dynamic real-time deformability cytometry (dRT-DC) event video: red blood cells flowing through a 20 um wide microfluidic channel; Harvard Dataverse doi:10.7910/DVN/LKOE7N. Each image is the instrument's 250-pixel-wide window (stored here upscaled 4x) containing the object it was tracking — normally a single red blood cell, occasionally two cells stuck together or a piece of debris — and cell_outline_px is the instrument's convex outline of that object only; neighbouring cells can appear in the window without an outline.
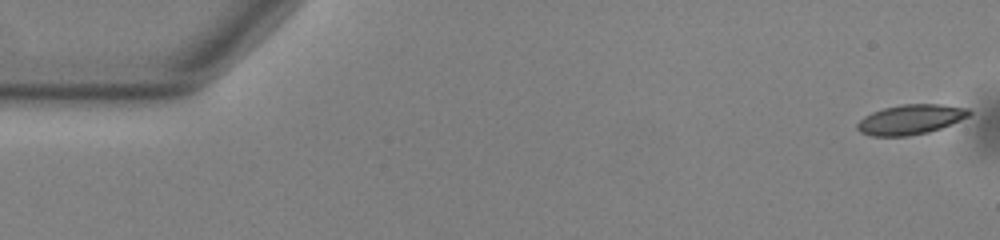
{"species": "common noctule bat (a hibernating species)", "species_latin": "Nyctalus noctula", "temperature_condition": "warm", "stored_images_in_passage": 54, "camera_frame_rate_fps": 3000, "um_per_image_px": 0.085, "animal": {"sex": "male", "body_mass_g": 13.0, "forearm_length_mm": 53.1}, "frame": {"image": 1, "passage_image": 1, "time_ms": 0.0, "image_size_px": [1000, 240], "cell_outline_px": [[972, 112], [968, 116], [940, 128], [928, 132], [908, 136], [872, 136], [860, 132], [856, 128], [856, 124], [864, 116], [872, 112], [884, 108], [900, 104], [940, 104], [968, 108]], "centroid_in_image_um": [77.36, 10.15], "position_along_channel_um": 7.6, "area_um2": 19.36}}
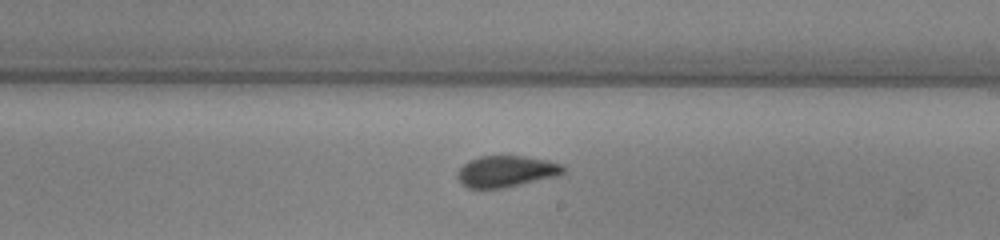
{"frame": {"image": 2, "passage_image": 31, "time_ms": 10.0, "image_size_px": [1000, 240], "cell_outline_px": [[564, 172], [556, 176], [504, 188], [468, 188], [460, 184], [456, 176], [460, 168], [468, 160], [480, 156], [524, 156], [564, 164]], "centroid_in_image_um": [42.99, 14.57], "position_along_channel_um": 246.0, "area_um2": 19.31}}
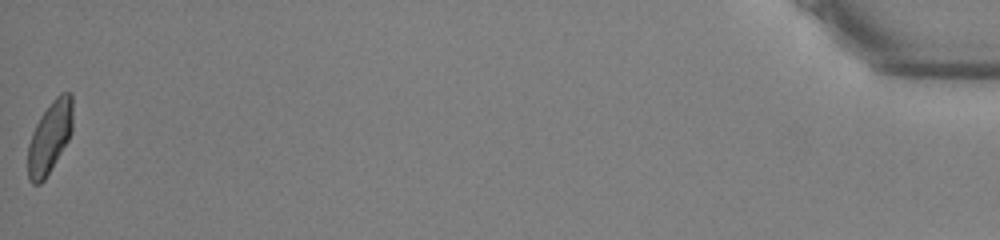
{"frame": {"image": 3, "passage_image": 54, "time_ms": 17.667, "image_size_px": [1000, 240], "cell_outline_px": [[72, 132], [68, 140], [44, 180], [40, 184], [32, 184], [28, 180], [28, 144], [32, 132], [40, 116], [52, 100], [60, 92], [72, 92]], "centroid_in_image_um": [4.22, 11.65], "position_along_channel_um": 431.0, "area_um2": 18.79}, "authors_computed_cell_mechanics": {"area_um2": 19.4497, "velocity_mm_per_s": 3.7824, "shape_relaxation_time_tau1_ms": 3.6182, "shape_relaxation_time_tau2_ms": 1.1348, "deformation_change_tau1": 0.1467, "deformation_change_tau2": 0.0656}}